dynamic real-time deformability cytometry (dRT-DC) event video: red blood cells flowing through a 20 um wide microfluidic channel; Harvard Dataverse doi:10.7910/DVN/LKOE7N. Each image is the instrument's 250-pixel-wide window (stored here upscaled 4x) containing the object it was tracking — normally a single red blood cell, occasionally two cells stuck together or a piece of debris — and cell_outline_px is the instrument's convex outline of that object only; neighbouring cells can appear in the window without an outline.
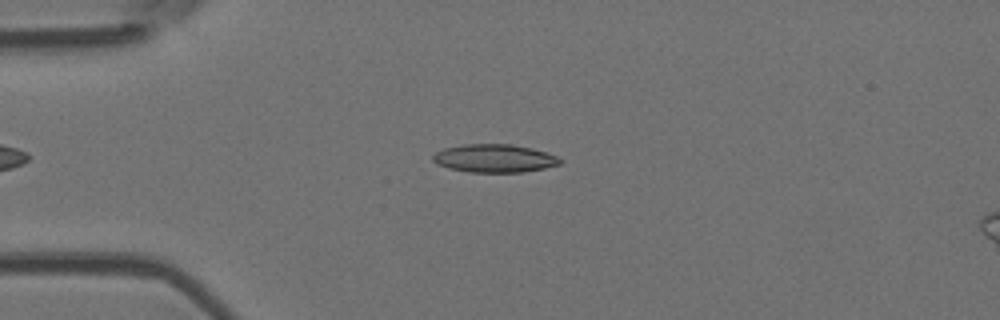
{"species": "Egyptian fruit bat (a non-hibernating species)", "species_latin": "Rousettus aegyptiacus", "temperature_condition": "room temperature", "stored_images_in_passage": 3, "camera_frame_rate_fps": 3000, "um_per_image_px": 0.085, "animal": {"sex": "female"}, "frame": {"image": 1, "passage_image": 1, "time_ms": 0.0, "image_size_px": [1000, 320], "cell_outline_px": [[564, 160], [560, 164], [544, 168], [524, 172], [468, 172], [448, 168], [436, 164], [432, 160], [432, 156], [436, 152], [444, 148], [464, 144], [512, 144], [532, 148], [556, 156]], "centroid_in_image_um": [42.01, 13.46], "position_along_channel_um": 43.0, "area_um2": 20.92}}
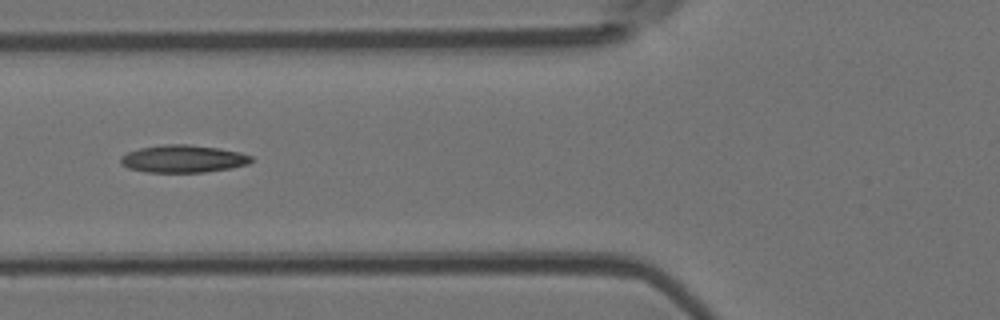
{"frame": {"image": 2, "passage_image": 3, "time_ms": 2.333, "image_size_px": [1000, 320], "cell_outline_px": [[252, 160], [248, 164], [228, 168], [204, 172], [144, 172], [128, 168], [120, 164], [120, 156], [128, 152], [140, 148], [164, 144], [188, 144], [220, 148], [240, 152], [252, 156]], "centroid_in_image_um": [15.53, 13.49], "position_along_channel_um": 110.3, "area_um2": 20.98}}